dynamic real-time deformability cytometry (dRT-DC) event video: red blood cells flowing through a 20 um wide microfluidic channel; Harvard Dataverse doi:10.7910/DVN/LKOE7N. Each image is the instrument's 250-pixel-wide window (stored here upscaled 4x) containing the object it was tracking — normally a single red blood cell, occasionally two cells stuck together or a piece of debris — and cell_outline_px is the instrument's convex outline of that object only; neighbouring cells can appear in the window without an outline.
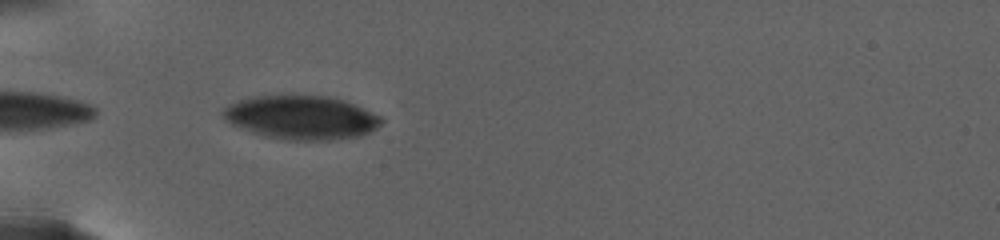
{"species": "human", "species_latin": "Homo sapiens", "temperature_condition": "warm", "stored_images_in_passage": 101, "camera_frame_rate_fps": 3000, "um_per_image_px": 0.085, "donor": {"sex": "female"}, "frame": {"image": 1, "passage_image": 7, "time_ms": 1.0, "image_size_px": [1000, 240], "cell_outline_px": [[380, 124], [368, 132], [360, 136], [332, 140], [280, 140], [264, 136], [252, 132], [232, 124], [224, 116], [224, 108], [240, 100], [256, 96], [292, 92], [328, 96], [344, 100], [376, 116], [380, 120]], "centroid_in_image_um": [25.56, 9.95], "position_along_channel_um": 59.4, "area_um2": 40.4}}
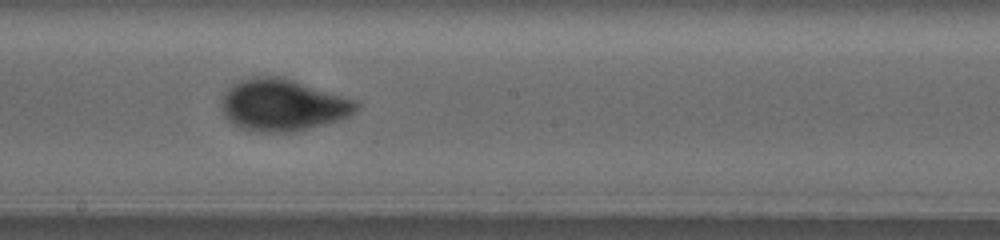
{"frame": {"image": 2, "passage_image": 52, "time_ms": 8.0, "image_size_px": [1000, 240], "cell_outline_px": [[360, 104], [348, 116], [340, 120], [296, 132], [260, 132], [244, 128], [228, 120], [224, 112], [224, 92], [228, 88], [240, 80], [252, 76], [280, 76], [352, 100]], "centroid_in_image_um": [24.01, 8.94], "position_along_channel_um": 224.2, "area_um2": 39.77}}
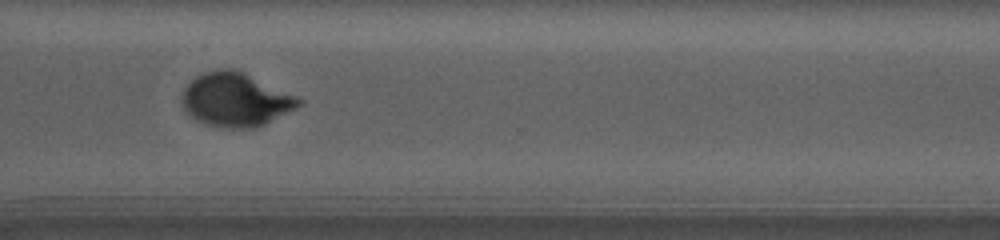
{"frame": {"image": 3, "passage_image": 86, "time_ms": 13.0, "image_size_px": [1000, 240], "cell_outline_px": [[304, 100], [300, 104], [264, 124], [256, 128], [224, 128], [208, 124], [196, 120], [184, 108], [184, 88], [196, 76], [204, 72], [224, 68], [228, 68], [244, 72], [296, 96]], "centroid_in_image_um": [20.02, 8.47], "position_along_channel_um": 350.6, "area_um2": 35.72}, "authors_computed_cell_mechanics": {"area_um2": 39.2462, "velocity_mm_per_s": 2.543, "shape_relaxation_time_tau1_ms": 4.0887, "shape_relaxation_time_tau2_ms": null, "deformation_change_tau1": 0.1592, "deformation_change_tau2": null}}